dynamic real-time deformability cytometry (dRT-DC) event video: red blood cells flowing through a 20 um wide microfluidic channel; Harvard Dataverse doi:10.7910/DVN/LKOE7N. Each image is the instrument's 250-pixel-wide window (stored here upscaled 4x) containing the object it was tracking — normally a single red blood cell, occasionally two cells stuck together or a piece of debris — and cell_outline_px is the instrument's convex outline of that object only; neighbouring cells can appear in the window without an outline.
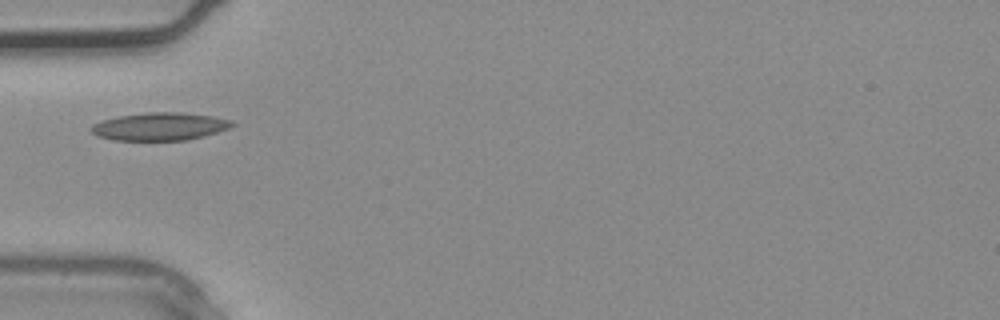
{"species": "common noctule bat (a hibernating species)", "species_latin": "Nyctalus noctula", "temperature_condition": "warm", "stored_images_in_passage": 1, "camera_frame_rate_fps": 3000, "um_per_image_px": 0.085, "animal": {"sex": "male", "body_mass_g": 20.4}, "frame": {"image": 1, "passage_image": 1, "time_ms": 0.0, "image_size_px": [1000, 320], "cell_outline_px": [[236, 124], [228, 128], [204, 136], [188, 140], [112, 140], [96, 136], [92, 132], [92, 124], [104, 120], [120, 116], [144, 112], [180, 112], [212, 116], [232, 120]], "centroid_in_image_um": [13.59, 10.75], "position_along_channel_um": 71.4, "area_um2": 22.77}}